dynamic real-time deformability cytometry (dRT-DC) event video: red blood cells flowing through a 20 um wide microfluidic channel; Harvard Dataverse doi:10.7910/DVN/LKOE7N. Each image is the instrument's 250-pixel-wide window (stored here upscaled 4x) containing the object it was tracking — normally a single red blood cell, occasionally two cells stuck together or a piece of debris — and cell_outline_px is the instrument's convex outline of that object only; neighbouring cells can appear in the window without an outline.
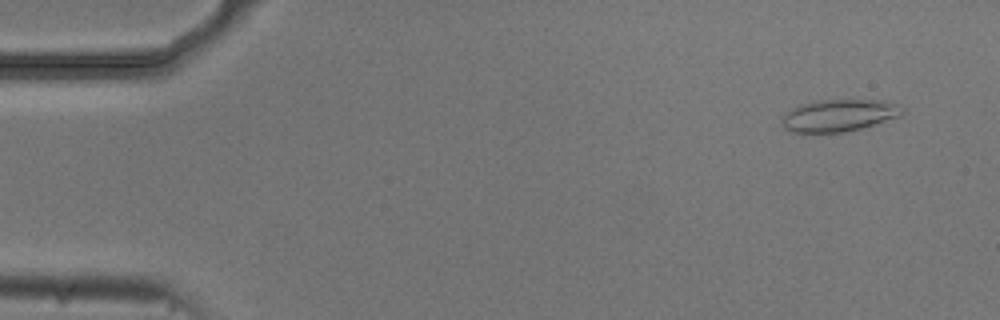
{"species": "common noctule bat (a hibernating species)", "species_latin": "Nyctalus noctula", "temperature_condition": "cold", "stored_images_in_passage": 54, "camera_frame_rate_fps": 3000, "um_per_image_px": 0.085, "animal": {"sex": "male", "body_mass_g": 20.5, "forearm_length_mm": 52.5}, "frame": {"image": 1, "passage_image": 4, "time_ms": 1.0, "image_size_px": [1000, 320], "cell_outline_px": [[904, 112], [900, 116], [860, 128], [844, 132], [792, 132], [784, 128], [780, 120], [792, 108], [804, 104], [820, 100], [884, 100], [900, 104], [904, 108]], "centroid_in_image_um": [71.35, 9.8], "position_along_channel_um": 13.7, "area_um2": 22.31}}
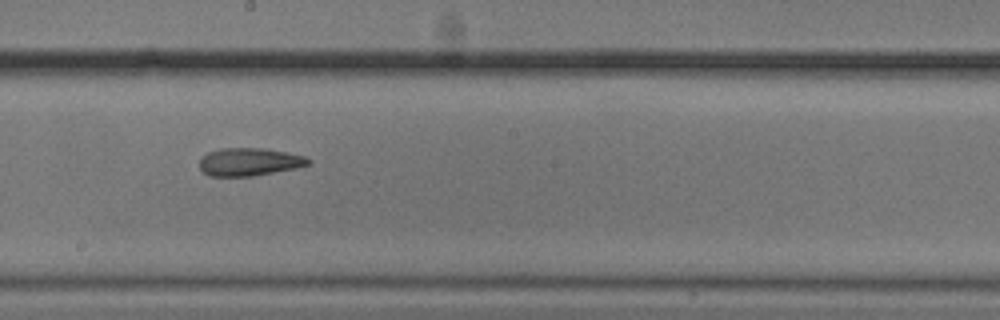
{"frame": {"image": 2, "passage_image": 30, "time_ms": 9.667, "image_size_px": [1000, 320], "cell_outline_px": [[312, 160], [308, 164], [296, 168], [252, 176], [208, 176], [200, 168], [200, 156], [208, 152], [220, 148], [264, 148], [288, 152], [304, 156]], "centroid_in_image_um": [21.17, 13.75], "position_along_channel_um": 227.0, "area_um2": 17.74}}
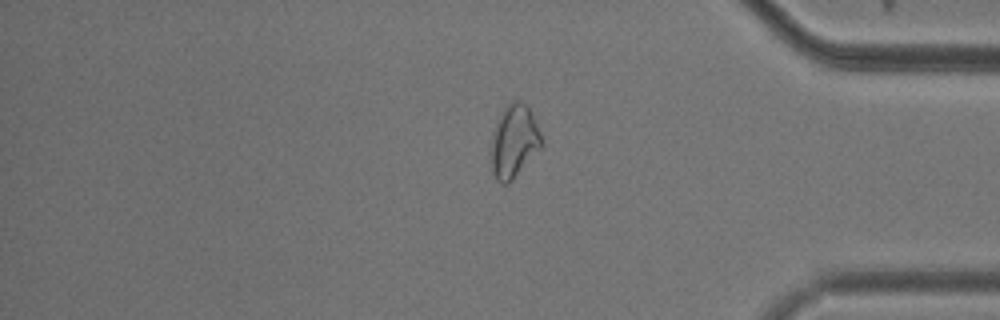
{"frame": {"image": 3, "passage_image": 45, "time_ms": 14.667, "image_size_px": [1000, 320], "cell_outline_px": [[544, 144], [512, 180], [508, 184], [504, 184], [496, 180], [492, 172], [492, 136], [496, 120], [504, 108], [512, 100], [520, 100], [528, 108], [540, 132]], "centroid_in_image_um": [43.69, 12.01], "position_along_channel_um": 391.5, "area_um2": 21.15}, "authors_computed_cell_mechanics": {"area_um2": 19.8543, "velocity_mm_per_s": 3.7255, "shape_relaxation_time_tau1_ms": null, "shape_relaxation_time_tau2_ms": 6.556, "deformation_change_tau1": null, "deformation_change_tau2": 0.1521}}